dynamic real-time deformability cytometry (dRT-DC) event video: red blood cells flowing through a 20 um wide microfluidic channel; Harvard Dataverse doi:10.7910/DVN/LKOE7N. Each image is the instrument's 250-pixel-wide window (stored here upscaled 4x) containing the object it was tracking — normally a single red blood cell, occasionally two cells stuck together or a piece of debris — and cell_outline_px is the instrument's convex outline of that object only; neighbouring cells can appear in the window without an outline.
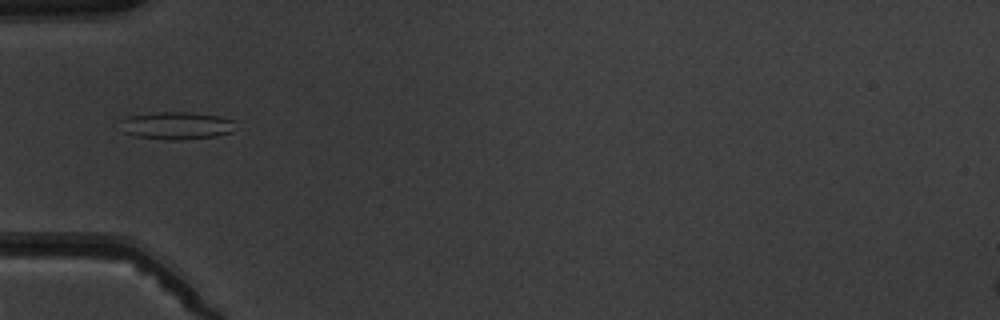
{"species": "common noctule bat (a hibernating species)", "species_latin": "Nyctalus noctula", "temperature_condition": "warm", "stored_images_in_passage": 1, "camera_frame_rate_fps": 3000, "um_per_image_px": 0.085, "animal": {"sex": "male", "body_mass_g": 19.5, "forearm_length_mm": 54.6}, "frame": {"image": 1, "passage_image": 1, "time_ms": 0.0, "image_size_px": [1000, 320], "cell_outline_px": [[236, 120], [232, 132], [216, 136], [180, 140], [168, 140], [136, 136], [120, 132], [120, 120], [128, 116], [152, 112], [192, 112], [220, 116]], "centroid_in_image_um": [14.98, 10.67], "position_along_channel_um": 70.0, "area_um2": 18.9}}